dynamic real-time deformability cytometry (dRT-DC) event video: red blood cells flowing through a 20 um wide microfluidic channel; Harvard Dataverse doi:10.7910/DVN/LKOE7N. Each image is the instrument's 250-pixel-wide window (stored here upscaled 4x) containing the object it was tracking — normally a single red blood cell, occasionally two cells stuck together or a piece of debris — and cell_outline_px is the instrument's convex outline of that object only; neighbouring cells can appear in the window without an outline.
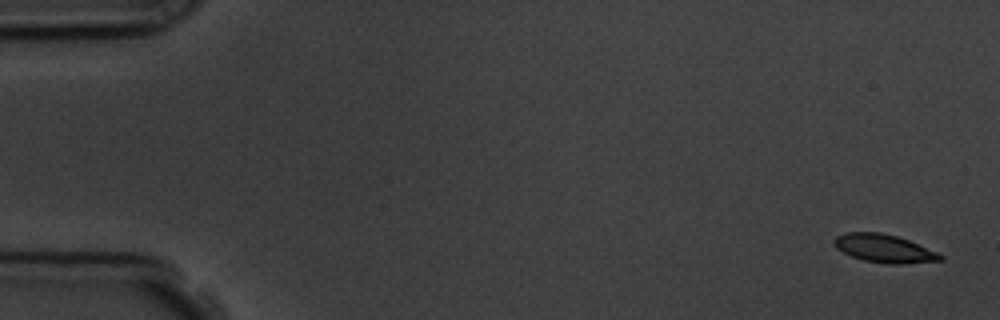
{"species": "common noctule bat (a hibernating species)", "species_latin": "Nyctalus noctula", "temperature_condition": "room temperature", "stored_images_in_passage": 5, "camera_frame_rate_fps": 3000, "um_per_image_px": 0.085, "animal": {"sex": "male", "body_mass_g": 19.5, "forearm_length_mm": 54.6}, "frame": {"image": 1, "passage_image": 1, "time_ms": 0.0, "image_size_px": [1000, 320], "cell_outline_px": [[944, 260], [900, 264], [888, 264], [864, 260], [852, 256], [836, 248], [832, 240], [836, 236], [844, 232], [880, 232], [896, 236], [908, 240], [936, 252], [944, 256]], "centroid_in_image_um": [75.12, 21.11], "position_along_channel_um": 9.9, "area_um2": 17.28}}
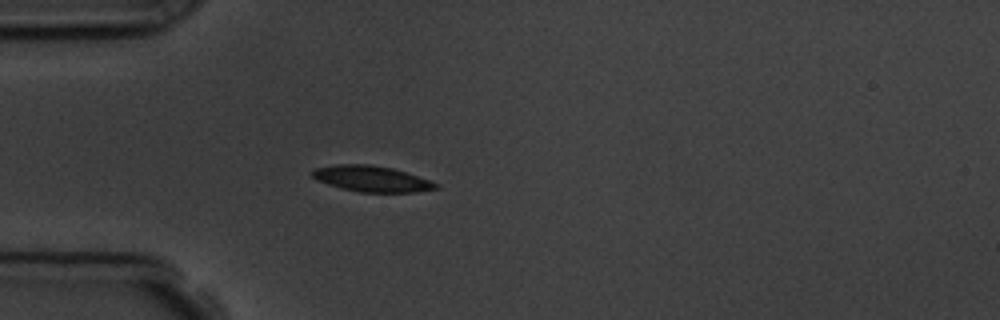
{"frame": {"image": 2, "passage_image": 5, "time_ms": 4.667, "image_size_px": [1000, 320], "cell_outline_px": [[440, 188], [416, 192], [360, 192], [340, 188], [316, 180], [308, 172], [316, 168], [336, 164], [372, 164], [392, 168], [440, 184]], "centroid_in_image_um": [31.55, 15.19], "position_along_channel_um": 53.4, "area_um2": 18.67}}